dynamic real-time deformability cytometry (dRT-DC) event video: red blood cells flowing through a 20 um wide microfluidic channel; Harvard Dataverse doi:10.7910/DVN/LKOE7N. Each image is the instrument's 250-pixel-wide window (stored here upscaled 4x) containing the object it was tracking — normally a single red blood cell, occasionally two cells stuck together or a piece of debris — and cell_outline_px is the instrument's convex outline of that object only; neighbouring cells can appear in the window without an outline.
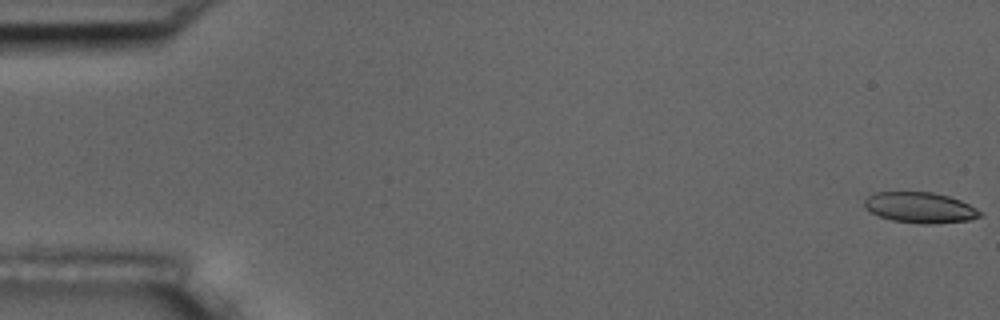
{"species": "common noctule bat (a hibernating species)", "species_latin": "Nyctalus noctula", "temperature_condition": "room temperature", "stored_images_in_passage": 5, "camera_frame_rate_fps": 3000, "um_per_image_px": 0.085, "animal": {"sex": "male", "body_mass_g": 17.5, "forearm_length_mm": 52.3}, "frame": {"image": 1, "passage_image": 1, "time_ms": 0.0, "image_size_px": [1000, 320], "cell_outline_px": [[980, 216], [968, 220], [932, 224], [924, 224], [892, 220], [868, 212], [864, 208], [864, 200], [868, 196], [876, 192], [932, 192], [948, 196], [960, 200], [976, 208], [980, 212]], "centroid_in_image_um": [78.15, 17.64], "position_along_channel_um": 6.8, "area_um2": 20.58}}
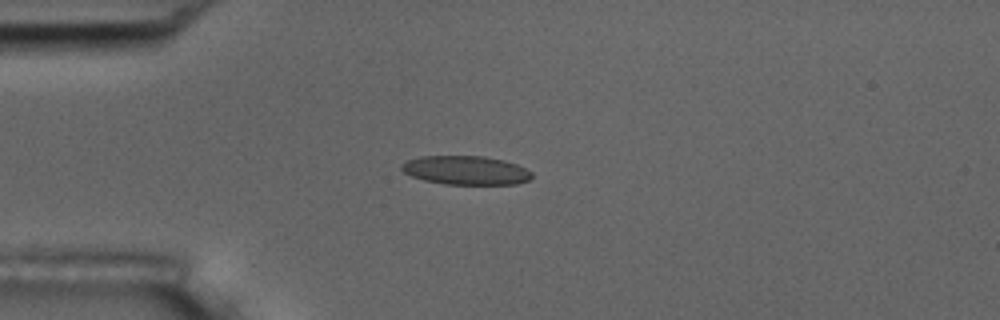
{"frame": {"image": 2, "passage_image": 5, "time_ms": 4.667, "image_size_px": [1000, 320], "cell_outline_px": [[532, 176], [528, 180], [516, 184], [444, 184], [424, 180], [412, 176], [404, 172], [400, 168], [400, 164], [408, 160], [420, 156], [484, 156], [504, 160], [516, 164], [532, 172]], "centroid_in_image_um": [39.57, 14.47], "position_along_channel_um": 45.4, "area_um2": 21.85}}